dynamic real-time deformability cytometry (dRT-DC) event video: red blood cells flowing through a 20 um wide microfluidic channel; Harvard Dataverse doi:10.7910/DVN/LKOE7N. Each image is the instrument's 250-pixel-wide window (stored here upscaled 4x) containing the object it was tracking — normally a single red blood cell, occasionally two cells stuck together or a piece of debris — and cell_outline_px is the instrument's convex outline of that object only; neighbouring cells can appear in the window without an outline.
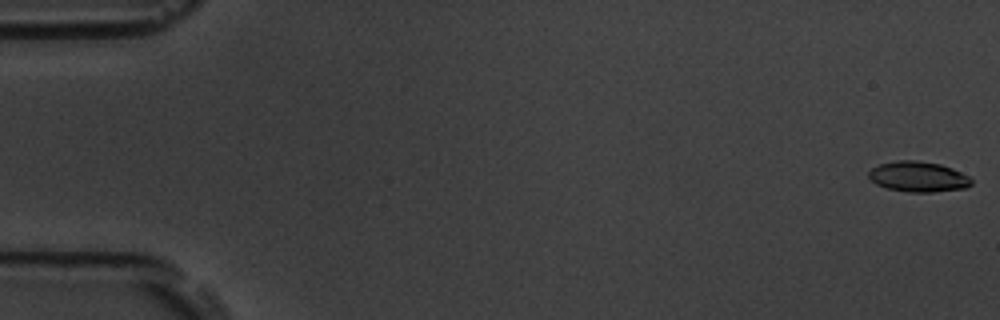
{"species": "common noctule bat (a hibernating species)", "species_latin": "Nyctalus noctula", "temperature_condition": "room temperature", "stored_images_in_passage": 51, "camera_frame_rate_fps": 3000, "um_per_image_px": 0.085, "animal": {"sex": "male", "body_mass_g": 19.5, "forearm_length_mm": 54.6}, "frame": {"image": 1, "passage_image": 1, "time_ms": 0.0, "image_size_px": [1000, 320], "cell_outline_px": [[972, 184], [968, 188], [932, 192], [908, 192], [888, 188], [876, 184], [868, 176], [868, 172], [872, 168], [880, 164], [900, 160], [916, 160], [940, 164], [952, 168], [968, 176], [972, 180]], "centroid_in_image_um": [78.07, 15.02], "position_along_channel_um": 6.9, "area_um2": 18.15}}
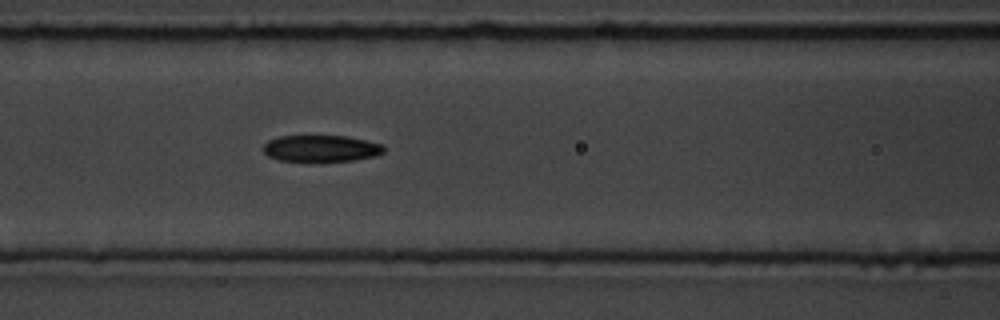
{"frame": {"image": 2, "passage_image": 24, "time_ms": 7.667, "image_size_px": [1000, 320], "cell_outline_px": [[384, 152], [376, 156], [352, 160], [316, 164], [312, 164], [280, 160], [268, 156], [264, 152], [264, 144], [268, 140], [280, 136], [344, 136], [364, 140], [380, 144], [384, 148]], "centroid_in_image_um": [27.25, 12.66], "position_along_channel_um": 139.4, "area_um2": 19.25}}
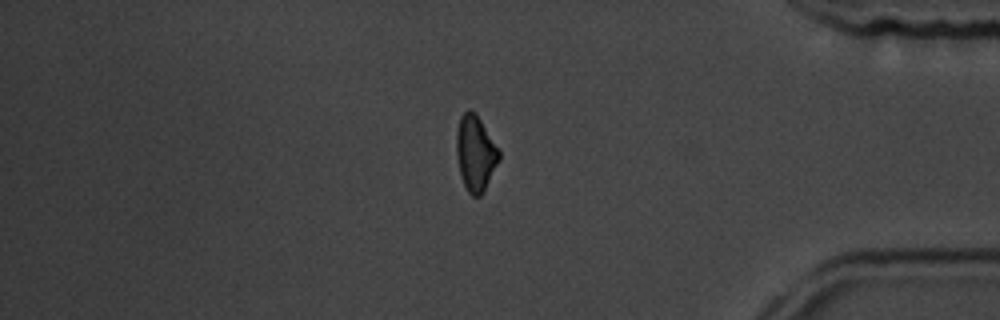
{"frame": {"image": 3, "passage_image": 47, "time_ms": 15.333, "image_size_px": [1000, 320], "cell_outline_px": [[500, 160], [484, 192], [480, 196], [472, 196], [468, 192], [460, 176], [456, 152], [456, 132], [460, 116], [468, 108], [476, 112], [500, 152]], "centroid_in_image_um": [40.41, 13.02], "position_along_channel_um": 394.8, "area_um2": 18.96}}